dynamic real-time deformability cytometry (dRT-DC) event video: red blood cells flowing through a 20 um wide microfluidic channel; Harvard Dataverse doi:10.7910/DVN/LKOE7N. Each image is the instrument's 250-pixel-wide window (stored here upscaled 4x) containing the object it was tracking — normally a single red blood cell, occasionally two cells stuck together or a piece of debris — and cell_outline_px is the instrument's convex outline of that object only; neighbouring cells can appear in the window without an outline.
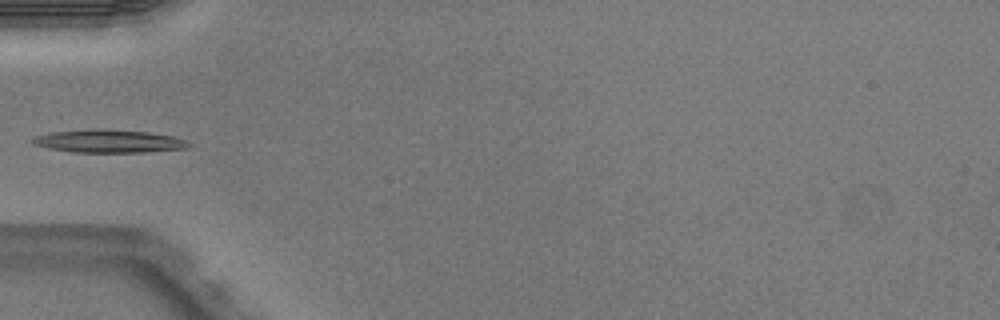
{"species": "Egyptian fruit bat (a non-hibernating species)", "species_latin": "Rousettus aegyptiacus", "temperature_condition": "warm", "stored_images_in_passage": 5, "camera_frame_rate_fps": 3000, "um_per_image_px": 0.085, "animal": {"sex": "male"}, "frame": {"image": 1, "passage_image": 5, "time_ms": 1.333, "image_size_px": [1000, 320], "cell_outline_px": [[192, 144], [188, 148], [144, 152], [72, 152], [48, 148], [32, 144], [28, 140], [36, 136], [52, 132], [100, 128], [148, 132], [172, 136], [184, 140]], "centroid_in_image_um": [9.21, 12.0], "position_along_channel_um": 75.8, "area_um2": 20.92}}